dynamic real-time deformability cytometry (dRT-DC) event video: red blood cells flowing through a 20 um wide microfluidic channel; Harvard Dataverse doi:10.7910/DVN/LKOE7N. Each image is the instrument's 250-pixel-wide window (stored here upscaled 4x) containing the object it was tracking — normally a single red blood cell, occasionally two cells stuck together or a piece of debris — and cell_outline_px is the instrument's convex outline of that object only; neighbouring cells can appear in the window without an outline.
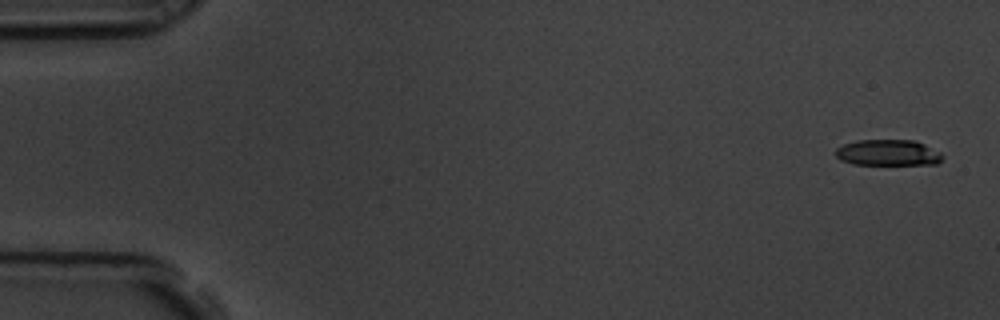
{"species": "common noctule bat (a hibernating species)", "species_latin": "Nyctalus noctula", "temperature_condition": "room temperature", "stored_images_in_passage": 5, "camera_frame_rate_fps": 3000, "um_per_image_px": 0.085, "animal": {"sex": "male", "body_mass_g": 19.5, "forearm_length_mm": 54.6}, "frame": {"image": 1, "passage_image": 1, "time_ms": 0.0, "image_size_px": [1000, 320], "cell_outline_px": [[944, 156], [936, 164], [852, 164], [840, 160], [836, 156], [836, 148], [844, 144], [860, 140], [916, 140], [940, 152]], "centroid_in_image_um": [75.48, 12.97], "position_along_channel_um": 9.5, "area_um2": 16.13}}
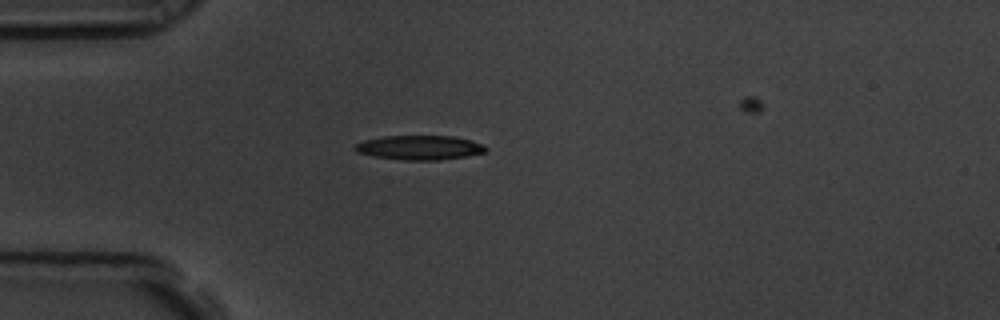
{"frame": {"image": 2, "passage_image": 5, "time_ms": 1.333, "image_size_px": [1000, 320], "cell_outline_px": [[488, 152], [440, 160], [404, 160], [376, 156], [356, 152], [352, 148], [356, 144], [364, 140], [384, 136], [452, 136], [472, 140], [484, 144], [488, 148]], "centroid_in_image_um": [35.7, 12.54], "position_along_channel_um": 49.3, "area_um2": 18.61}}